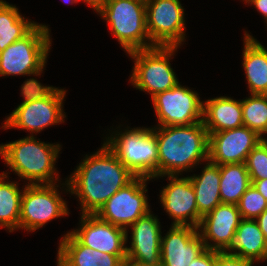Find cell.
Returning <instances> with one entry per match:
<instances>
[{"label":"cell","instance_id":"33","mask_svg":"<svg viewBox=\"0 0 267 266\" xmlns=\"http://www.w3.org/2000/svg\"><path fill=\"white\" fill-rule=\"evenodd\" d=\"M248 5H253L256 10L263 15L264 22L267 23V0H242Z\"/></svg>","mask_w":267,"mask_h":266},{"label":"cell","instance_id":"20","mask_svg":"<svg viewBox=\"0 0 267 266\" xmlns=\"http://www.w3.org/2000/svg\"><path fill=\"white\" fill-rule=\"evenodd\" d=\"M202 122L209 135L244 126L241 100L220 96L203 101Z\"/></svg>","mask_w":267,"mask_h":266},{"label":"cell","instance_id":"9","mask_svg":"<svg viewBox=\"0 0 267 266\" xmlns=\"http://www.w3.org/2000/svg\"><path fill=\"white\" fill-rule=\"evenodd\" d=\"M152 179L135 176L128 184L120 188L98 210L96 215L103 221L126 229V242L132 224L150 210L147 181Z\"/></svg>","mask_w":267,"mask_h":266},{"label":"cell","instance_id":"19","mask_svg":"<svg viewBox=\"0 0 267 266\" xmlns=\"http://www.w3.org/2000/svg\"><path fill=\"white\" fill-rule=\"evenodd\" d=\"M57 266H122L117 256L81 244L70 232L59 241Z\"/></svg>","mask_w":267,"mask_h":266},{"label":"cell","instance_id":"13","mask_svg":"<svg viewBox=\"0 0 267 266\" xmlns=\"http://www.w3.org/2000/svg\"><path fill=\"white\" fill-rule=\"evenodd\" d=\"M170 181L160 190V204L170 218L171 225H189L198 228L202 216L198 213L195 191L188 177L164 175ZM180 177V178H179Z\"/></svg>","mask_w":267,"mask_h":266},{"label":"cell","instance_id":"3","mask_svg":"<svg viewBox=\"0 0 267 266\" xmlns=\"http://www.w3.org/2000/svg\"><path fill=\"white\" fill-rule=\"evenodd\" d=\"M61 148L58 143H45L29 135L0 144V155L14 174L27 180V185L55 184L59 180L61 184L55 168Z\"/></svg>","mask_w":267,"mask_h":266},{"label":"cell","instance_id":"7","mask_svg":"<svg viewBox=\"0 0 267 266\" xmlns=\"http://www.w3.org/2000/svg\"><path fill=\"white\" fill-rule=\"evenodd\" d=\"M179 46H154L129 52L134 61L130 83L139 91L151 94L170 90L179 83L170 60ZM176 51V52H175Z\"/></svg>","mask_w":267,"mask_h":266},{"label":"cell","instance_id":"14","mask_svg":"<svg viewBox=\"0 0 267 266\" xmlns=\"http://www.w3.org/2000/svg\"><path fill=\"white\" fill-rule=\"evenodd\" d=\"M78 229L69 232L83 245L126 259V229L101 220L96 214H81Z\"/></svg>","mask_w":267,"mask_h":266},{"label":"cell","instance_id":"32","mask_svg":"<svg viewBox=\"0 0 267 266\" xmlns=\"http://www.w3.org/2000/svg\"><path fill=\"white\" fill-rule=\"evenodd\" d=\"M216 251L205 249L200 255L192 260L189 266H214Z\"/></svg>","mask_w":267,"mask_h":266},{"label":"cell","instance_id":"27","mask_svg":"<svg viewBox=\"0 0 267 266\" xmlns=\"http://www.w3.org/2000/svg\"><path fill=\"white\" fill-rule=\"evenodd\" d=\"M243 124L264 137L267 132V95L250 94L241 100Z\"/></svg>","mask_w":267,"mask_h":266},{"label":"cell","instance_id":"17","mask_svg":"<svg viewBox=\"0 0 267 266\" xmlns=\"http://www.w3.org/2000/svg\"><path fill=\"white\" fill-rule=\"evenodd\" d=\"M198 228L189 225H171L161 237L162 266H189L205 250Z\"/></svg>","mask_w":267,"mask_h":266},{"label":"cell","instance_id":"23","mask_svg":"<svg viewBox=\"0 0 267 266\" xmlns=\"http://www.w3.org/2000/svg\"><path fill=\"white\" fill-rule=\"evenodd\" d=\"M199 175L188 176L196 196L198 213L203 217L221 202L220 199V165L209 159Z\"/></svg>","mask_w":267,"mask_h":266},{"label":"cell","instance_id":"8","mask_svg":"<svg viewBox=\"0 0 267 266\" xmlns=\"http://www.w3.org/2000/svg\"><path fill=\"white\" fill-rule=\"evenodd\" d=\"M60 186L59 183L23 186L19 229L34 232L52 219L69 215L67 202L59 193Z\"/></svg>","mask_w":267,"mask_h":266},{"label":"cell","instance_id":"11","mask_svg":"<svg viewBox=\"0 0 267 266\" xmlns=\"http://www.w3.org/2000/svg\"><path fill=\"white\" fill-rule=\"evenodd\" d=\"M158 124L156 126H181L203 121V100L199 94L180 82L151 98Z\"/></svg>","mask_w":267,"mask_h":266},{"label":"cell","instance_id":"26","mask_svg":"<svg viewBox=\"0 0 267 266\" xmlns=\"http://www.w3.org/2000/svg\"><path fill=\"white\" fill-rule=\"evenodd\" d=\"M245 163L220 165V199L222 203L237 205L251 186Z\"/></svg>","mask_w":267,"mask_h":266},{"label":"cell","instance_id":"38","mask_svg":"<svg viewBox=\"0 0 267 266\" xmlns=\"http://www.w3.org/2000/svg\"><path fill=\"white\" fill-rule=\"evenodd\" d=\"M65 3H70V4H75V3H78L79 1L78 0H63Z\"/></svg>","mask_w":267,"mask_h":266},{"label":"cell","instance_id":"22","mask_svg":"<svg viewBox=\"0 0 267 266\" xmlns=\"http://www.w3.org/2000/svg\"><path fill=\"white\" fill-rule=\"evenodd\" d=\"M226 252L257 263L267 261V242L255 219H241Z\"/></svg>","mask_w":267,"mask_h":266},{"label":"cell","instance_id":"16","mask_svg":"<svg viewBox=\"0 0 267 266\" xmlns=\"http://www.w3.org/2000/svg\"><path fill=\"white\" fill-rule=\"evenodd\" d=\"M237 205L220 203L202 217L198 226L205 248L226 252L233 240L241 221Z\"/></svg>","mask_w":267,"mask_h":266},{"label":"cell","instance_id":"5","mask_svg":"<svg viewBox=\"0 0 267 266\" xmlns=\"http://www.w3.org/2000/svg\"><path fill=\"white\" fill-rule=\"evenodd\" d=\"M98 14L127 54L155 46L147 31L145 0H108Z\"/></svg>","mask_w":267,"mask_h":266},{"label":"cell","instance_id":"2","mask_svg":"<svg viewBox=\"0 0 267 266\" xmlns=\"http://www.w3.org/2000/svg\"><path fill=\"white\" fill-rule=\"evenodd\" d=\"M153 132L157 138L158 176L192 172L209 159V134L203 122L154 126Z\"/></svg>","mask_w":267,"mask_h":266},{"label":"cell","instance_id":"35","mask_svg":"<svg viewBox=\"0 0 267 266\" xmlns=\"http://www.w3.org/2000/svg\"><path fill=\"white\" fill-rule=\"evenodd\" d=\"M84 1L88 6L92 7L98 14L105 6L108 0H78Z\"/></svg>","mask_w":267,"mask_h":266},{"label":"cell","instance_id":"36","mask_svg":"<svg viewBox=\"0 0 267 266\" xmlns=\"http://www.w3.org/2000/svg\"><path fill=\"white\" fill-rule=\"evenodd\" d=\"M262 233L264 234L265 240L267 242V209L256 219Z\"/></svg>","mask_w":267,"mask_h":266},{"label":"cell","instance_id":"31","mask_svg":"<svg viewBox=\"0 0 267 266\" xmlns=\"http://www.w3.org/2000/svg\"><path fill=\"white\" fill-rule=\"evenodd\" d=\"M254 262L242 259L239 256L216 251V260L214 266H253Z\"/></svg>","mask_w":267,"mask_h":266},{"label":"cell","instance_id":"21","mask_svg":"<svg viewBox=\"0 0 267 266\" xmlns=\"http://www.w3.org/2000/svg\"><path fill=\"white\" fill-rule=\"evenodd\" d=\"M243 68L250 94L267 95V48L244 31Z\"/></svg>","mask_w":267,"mask_h":266},{"label":"cell","instance_id":"37","mask_svg":"<svg viewBox=\"0 0 267 266\" xmlns=\"http://www.w3.org/2000/svg\"><path fill=\"white\" fill-rule=\"evenodd\" d=\"M122 266H162L161 263H157V264H145V263H141V262H138V261H133V260H130V259H125L123 261V265Z\"/></svg>","mask_w":267,"mask_h":266},{"label":"cell","instance_id":"15","mask_svg":"<svg viewBox=\"0 0 267 266\" xmlns=\"http://www.w3.org/2000/svg\"><path fill=\"white\" fill-rule=\"evenodd\" d=\"M261 139L246 126L211 133L209 160L218 165L245 163L248 154Z\"/></svg>","mask_w":267,"mask_h":266},{"label":"cell","instance_id":"10","mask_svg":"<svg viewBox=\"0 0 267 266\" xmlns=\"http://www.w3.org/2000/svg\"><path fill=\"white\" fill-rule=\"evenodd\" d=\"M66 90L56 88L49 96L18 105L5 119L1 128L27 130L30 136L45 128L65 122L63 102Z\"/></svg>","mask_w":267,"mask_h":266},{"label":"cell","instance_id":"24","mask_svg":"<svg viewBox=\"0 0 267 266\" xmlns=\"http://www.w3.org/2000/svg\"><path fill=\"white\" fill-rule=\"evenodd\" d=\"M8 173L0 174V228L5 227L11 233L19 229L23 189L20 190L17 181L9 180Z\"/></svg>","mask_w":267,"mask_h":266},{"label":"cell","instance_id":"4","mask_svg":"<svg viewBox=\"0 0 267 266\" xmlns=\"http://www.w3.org/2000/svg\"><path fill=\"white\" fill-rule=\"evenodd\" d=\"M118 130L115 129L109 137L105 136L103 141L118 160L135 176L158 177L157 138L153 127L127 126L124 132Z\"/></svg>","mask_w":267,"mask_h":266},{"label":"cell","instance_id":"34","mask_svg":"<svg viewBox=\"0 0 267 266\" xmlns=\"http://www.w3.org/2000/svg\"><path fill=\"white\" fill-rule=\"evenodd\" d=\"M252 185L267 200V178L261 180H251Z\"/></svg>","mask_w":267,"mask_h":266},{"label":"cell","instance_id":"18","mask_svg":"<svg viewBox=\"0 0 267 266\" xmlns=\"http://www.w3.org/2000/svg\"><path fill=\"white\" fill-rule=\"evenodd\" d=\"M131 228L130 247L126 245V258L145 264H157L161 259V225L157 215L149 211Z\"/></svg>","mask_w":267,"mask_h":266},{"label":"cell","instance_id":"30","mask_svg":"<svg viewBox=\"0 0 267 266\" xmlns=\"http://www.w3.org/2000/svg\"><path fill=\"white\" fill-rule=\"evenodd\" d=\"M56 88L57 87L53 86H44L35 78L27 79L21 85L20 95L23 97L24 101L20 104L43 99L49 96Z\"/></svg>","mask_w":267,"mask_h":266},{"label":"cell","instance_id":"28","mask_svg":"<svg viewBox=\"0 0 267 266\" xmlns=\"http://www.w3.org/2000/svg\"><path fill=\"white\" fill-rule=\"evenodd\" d=\"M241 218L256 219L267 209V200L251 184L237 204Z\"/></svg>","mask_w":267,"mask_h":266},{"label":"cell","instance_id":"12","mask_svg":"<svg viewBox=\"0 0 267 266\" xmlns=\"http://www.w3.org/2000/svg\"><path fill=\"white\" fill-rule=\"evenodd\" d=\"M147 31L155 46L185 42V10L180 0H145Z\"/></svg>","mask_w":267,"mask_h":266},{"label":"cell","instance_id":"25","mask_svg":"<svg viewBox=\"0 0 267 266\" xmlns=\"http://www.w3.org/2000/svg\"><path fill=\"white\" fill-rule=\"evenodd\" d=\"M37 24L22 16L15 5L0 0V52L27 35Z\"/></svg>","mask_w":267,"mask_h":266},{"label":"cell","instance_id":"6","mask_svg":"<svg viewBox=\"0 0 267 266\" xmlns=\"http://www.w3.org/2000/svg\"><path fill=\"white\" fill-rule=\"evenodd\" d=\"M51 30L37 24L27 35L0 52V77L41 76L51 50Z\"/></svg>","mask_w":267,"mask_h":266},{"label":"cell","instance_id":"29","mask_svg":"<svg viewBox=\"0 0 267 266\" xmlns=\"http://www.w3.org/2000/svg\"><path fill=\"white\" fill-rule=\"evenodd\" d=\"M250 180L267 178V142L262 140L252 149L245 161Z\"/></svg>","mask_w":267,"mask_h":266},{"label":"cell","instance_id":"39","mask_svg":"<svg viewBox=\"0 0 267 266\" xmlns=\"http://www.w3.org/2000/svg\"><path fill=\"white\" fill-rule=\"evenodd\" d=\"M265 134H267V132H266ZM264 136H265V137H262V139H261V140H262L263 142H267L266 135H264Z\"/></svg>","mask_w":267,"mask_h":266},{"label":"cell","instance_id":"1","mask_svg":"<svg viewBox=\"0 0 267 266\" xmlns=\"http://www.w3.org/2000/svg\"><path fill=\"white\" fill-rule=\"evenodd\" d=\"M73 172L61 185L66 192L78 197L82 215L96 214L135 177L105 143L95 153L86 154Z\"/></svg>","mask_w":267,"mask_h":266}]
</instances>
